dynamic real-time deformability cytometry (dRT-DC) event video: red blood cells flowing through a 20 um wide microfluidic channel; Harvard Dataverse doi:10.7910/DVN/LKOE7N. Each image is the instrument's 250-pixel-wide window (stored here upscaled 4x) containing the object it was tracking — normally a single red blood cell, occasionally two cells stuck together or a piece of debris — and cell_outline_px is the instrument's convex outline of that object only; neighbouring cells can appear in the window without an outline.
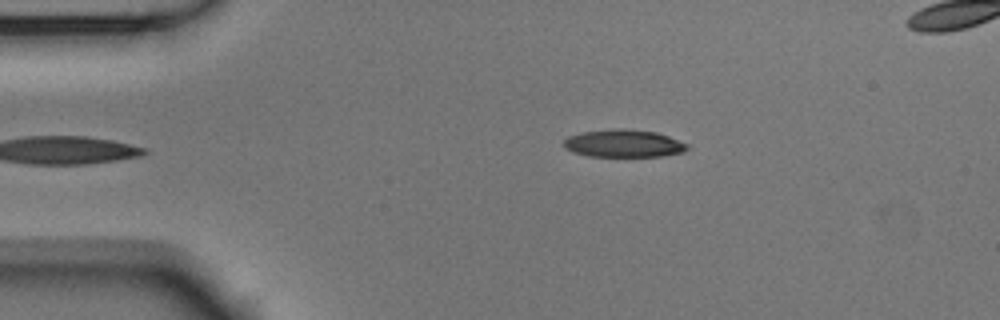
{"species": "Egyptian fruit bat (a non-hibernating species)", "species_latin": "Rousettus aegyptiacus", "temperature_condition": "room temperature", "stored_images_in_passage": 5, "camera_frame_rate_fps": 3000, "um_per_image_px": 0.085, "animal": {"sex": "male"}, "frame": {"image": 1, "passage_image": 5, "time_ms": 1.333, "image_size_px": [1000, 320], "cell_outline_px": [[688, 148], [684, 152], [660, 156], [588, 156], [572, 152], [564, 148], [564, 140], [568, 136], [580, 132], [616, 128], [624, 128], [656, 132], [668, 136], [688, 144]], "centroid_in_image_um": [52.98, 12.18], "position_along_channel_um": 32.0, "area_um2": 19.94}}